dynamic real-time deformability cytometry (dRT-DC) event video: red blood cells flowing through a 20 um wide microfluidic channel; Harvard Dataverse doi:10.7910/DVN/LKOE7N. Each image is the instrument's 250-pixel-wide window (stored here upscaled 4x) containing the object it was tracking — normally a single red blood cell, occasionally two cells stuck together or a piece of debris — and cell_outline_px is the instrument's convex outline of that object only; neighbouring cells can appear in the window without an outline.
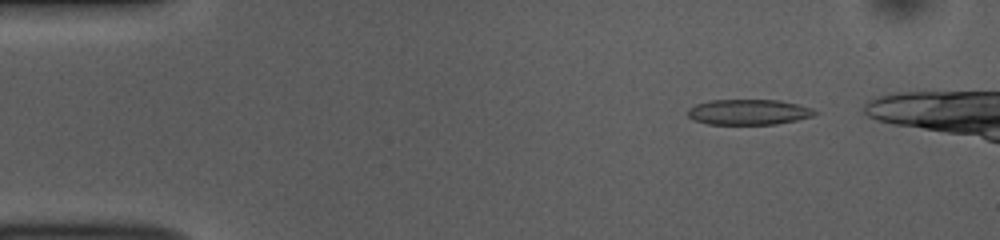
{"species": "common noctule bat (a hibernating species)", "species_latin": "Nyctalus noctula", "temperature_condition": "room temperature", "stored_images_in_passage": 46, "camera_frame_rate_fps": 3000, "um_per_image_px": 0.085, "animal": {"sex": "female", "body_mass_g": 10.0, "forearm_length_mm": 53.1}, "frame": {"image": 1, "passage_image": 5, "time_ms": 1.333, "image_size_px": [1000, 240], "cell_outline_px": [[820, 112], [812, 116], [796, 120], [776, 124], [708, 124], [692, 120], [688, 116], [688, 108], [696, 104], [708, 100], [780, 100], [812, 108]], "centroid_in_image_um": [63.61, 9.52], "position_along_channel_um": 21.4, "area_um2": 18.9}}
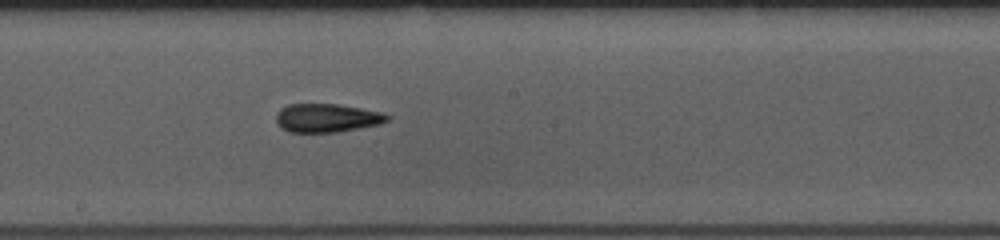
{"frame": {"image": 2, "passage_image": 27, "time_ms": 8.667, "image_size_px": [1000, 240], "cell_outline_px": [[392, 116], [388, 120], [380, 124], [360, 128], [336, 132], [288, 132], [280, 128], [276, 120], [276, 112], [280, 108], [288, 104], [336, 104], [384, 112]], "centroid_in_image_um": [27.78, 10.02], "position_along_channel_um": 220.4, "area_um2": 18.67}}
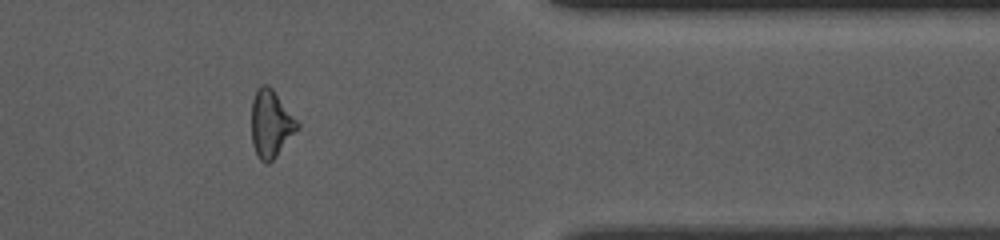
{"frame": {"image": 3, "passage_image": 42, "time_ms": 13.667, "image_size_px": [1000, 240], "cell_outline_px": [[300, 128], [276, 156], [268, 164], [264, 164], [260, 160], [252, 144], [252, 100], [256, 88], [260, 84], [268, 84], [272, 88], [300, 124]], "centroid_in_image_um": [23.02, 10.51], "position_along_channel_um": 388.4, "area_um2": 18.09}}